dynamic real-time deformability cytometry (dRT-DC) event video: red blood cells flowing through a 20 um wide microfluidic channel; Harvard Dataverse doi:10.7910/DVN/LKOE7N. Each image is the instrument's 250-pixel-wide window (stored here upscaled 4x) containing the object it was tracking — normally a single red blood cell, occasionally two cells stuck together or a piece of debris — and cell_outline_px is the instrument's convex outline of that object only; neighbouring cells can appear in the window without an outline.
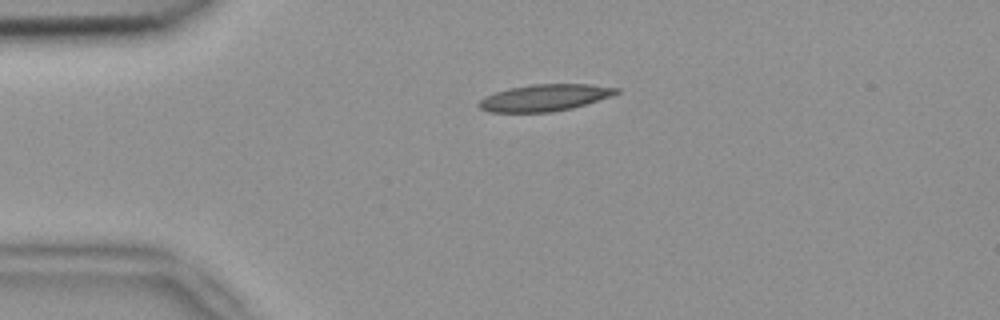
{"species": "common noctule bat (a hibernating species)", "species_latin": "Nyctalus noctula", "temperature_condition": "room temperature", "stored_images_in_passage": 3, "camera_frame_rate_fps": 3000, "um_per_image_px": 0.085, "animal": {"sex": "female", "body_mass_g": 18.4}, "frame": {"image": 1, "passage_image": 1, "time_ms": 0.0, "image_size_px": [1000, 320], "cell_outline_px": [[620, 92], [612, 96], [572, 108], [552, 112], [488, 112], [480, 108], [476, 104], [484, 96], [496, 92], [512, 88], [532, 84], [592, 84], [620, 88]], "centroid_in_image_um": [46.32, 8.3], "position_along_channel_um": 38.7, "area_um2": 21.44}}